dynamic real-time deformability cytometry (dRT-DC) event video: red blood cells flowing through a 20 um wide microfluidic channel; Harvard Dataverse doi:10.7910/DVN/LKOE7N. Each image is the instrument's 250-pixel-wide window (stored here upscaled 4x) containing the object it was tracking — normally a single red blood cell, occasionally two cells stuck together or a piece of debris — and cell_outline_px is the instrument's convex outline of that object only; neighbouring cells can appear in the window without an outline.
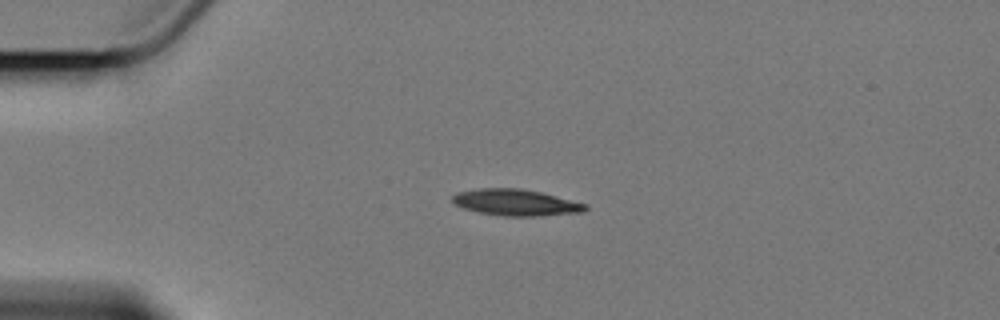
{"species": "Egyptian fruit bat (a non-hibernating species)", "species_latin": "Rousettus aegyptiacus", "temperature_condition": "cold", "stored_images_in_passage": 3, "camera_frame_rate_fps": 3000, "um_per_image_px": 0.085, "animal": {"sex": "female"}, "frame": {"image": 1, "passage_image": 2, "time_ms": 2.0, "image_size_px": [1000, 320], "cell_outline_px": [[588, 208], [584, 212], [540, 216], [504, 216], [480, 212], [464, 208], [456, 204], [452, 200], [452, 196], [456, 192], [480, 188], [520, 188], [540, 192], [588, 204]], "centroid_in_image_um": [43.87, 17.21], "position_along_channel_um": 41.1, "area_um2": 20.4}}